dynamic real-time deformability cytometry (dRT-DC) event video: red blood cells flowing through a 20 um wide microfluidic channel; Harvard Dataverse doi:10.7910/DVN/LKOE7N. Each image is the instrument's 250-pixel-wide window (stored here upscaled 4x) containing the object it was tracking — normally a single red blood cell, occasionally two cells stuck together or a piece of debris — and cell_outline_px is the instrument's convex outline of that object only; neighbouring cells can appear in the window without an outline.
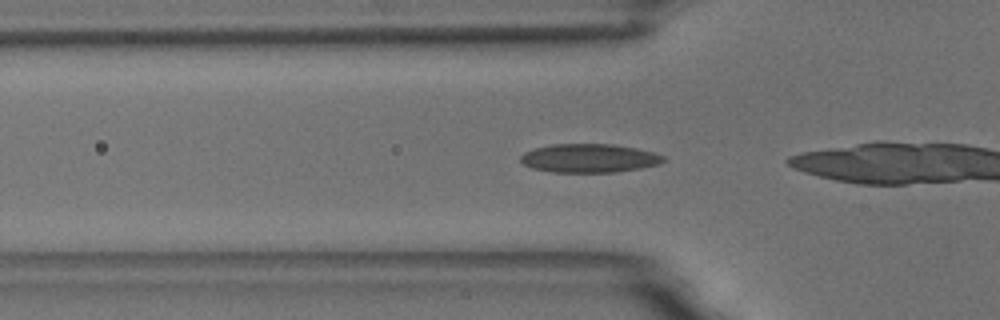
{"species": "common noctule bat (a hibernating species)", "species_latin": "Nyctalus noctula", "temperature_condition": "room temperature", "stored_images_in_passage": 36, "camera_frame_rate_fps": 3000, "um_per_image_px": 0.085, "animal": {"sex": "male", "body_mass_g": 18.8}, "frame": {"image": 1, "passage_image": 11, "time_ms": 3.333, "image_size_px": [1000, 320], "cell_outline_px": [[664, 160], [660, 164], [640, 168], [616, 172], [552, 172], [532, 168], [524, 164], [520, 160], [520, 156], [524, 152], [536, 148], [552, 144], [612, 144], [636, 148], [652, 152], [664, 156]], "centroid_in_image_um": [50.07, 13.45], "position_along_channel_um": 75.7, "area_um2": 23.76}}